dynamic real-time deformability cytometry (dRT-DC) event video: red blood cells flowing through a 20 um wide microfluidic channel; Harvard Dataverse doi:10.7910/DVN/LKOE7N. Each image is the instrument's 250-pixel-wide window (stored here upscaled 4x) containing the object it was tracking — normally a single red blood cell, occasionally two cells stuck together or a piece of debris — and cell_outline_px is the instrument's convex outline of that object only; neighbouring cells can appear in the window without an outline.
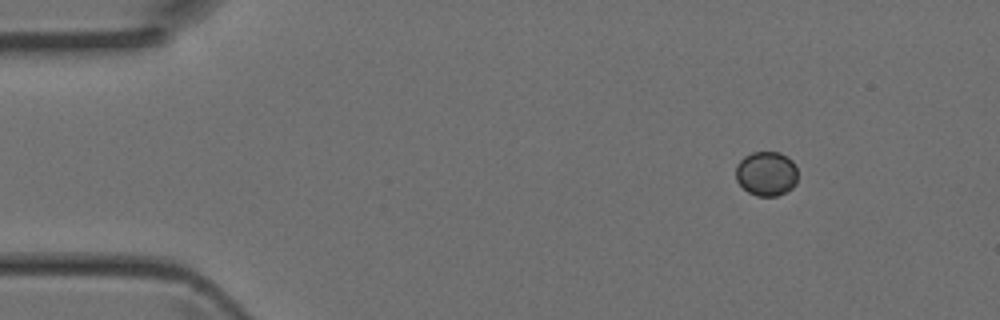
{"species": "Egyptian fruit bat (a non-hibernating species)", "species_latin": "Rousettus aegyptiacus", "temperature_condition": "room temperature", "stored_images_in_passage": 4, "camera_frame_rate_fps": 3000, "um_per_image_px": 0.085, "animal": {"sex": "female"}, "frame": {"image": 1, "passage_image": 1, "time_ms": 0.0, "image_size_px": [1000, 320], "cell_outline_px": [[796, 184], [792, 188], [776, 196], [756, 196], [748, 192], [736, 180], [736, 164], [744, 156], [752, 152], [780, 152], [792, 160], [796, 168]], "centroid_in_image_um": [65.13, 14.75], "position_along_channel_um": 19.9, "area_um2": 16.07}}